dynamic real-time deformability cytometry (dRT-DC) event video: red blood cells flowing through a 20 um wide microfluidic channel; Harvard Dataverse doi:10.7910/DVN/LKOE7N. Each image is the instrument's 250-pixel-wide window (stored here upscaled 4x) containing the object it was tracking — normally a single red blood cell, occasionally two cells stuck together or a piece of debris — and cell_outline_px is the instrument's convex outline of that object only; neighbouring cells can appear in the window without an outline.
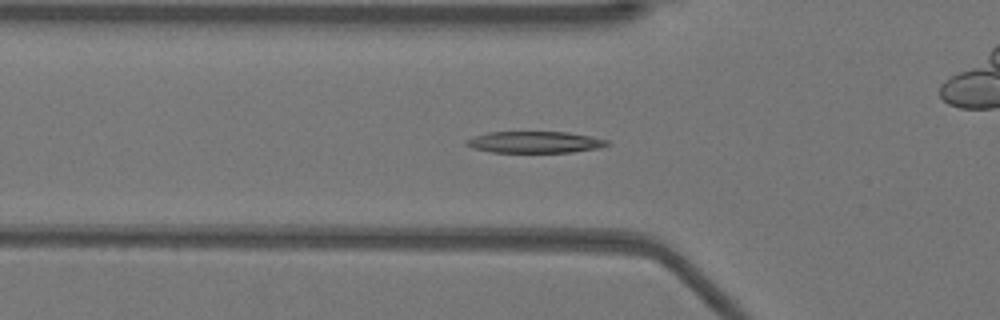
{"species": "Egyptian fruit bat (a non-hibernating species)", "species_latin": "Rousettus aegyptiacus", "temperature_condition": "warm", "stored_images_in_passage": 52, "camera_frame_rate_fps": 3000, "um_per_image_px": 0.085, "animal": {"sex": "female"}, "frame": {"image": 1, "passage_image": 17, "time_ms": 5.333, "image_size_px": [1000, 320], "cell_outline_px": [[608, 144], [600, 148], [572, 152], [492, 152], [472, 148], [464, 144], [464, 140], [488, 132], [568, 132], [592, 136], [608, 140]], "centroid_in_image_um": [45.45, 12.08], "position_along_channel_um": 80.3, "area_um2": 17.69}}
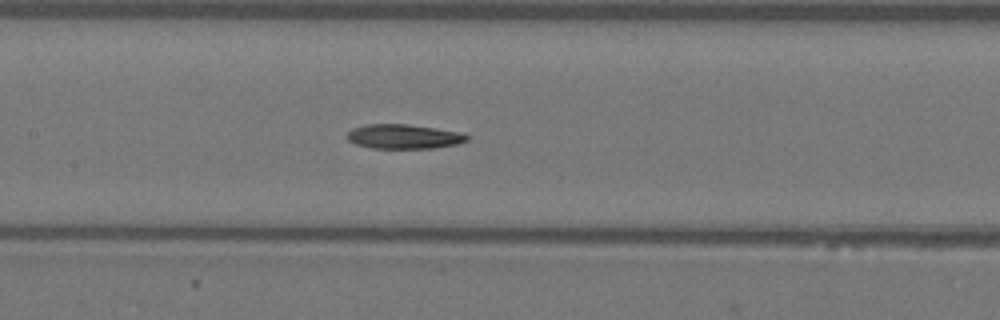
{"frame": {"image": 2, "passage_image": 24, "time_ms": 7.667, "image_size_px": [1000, 320], "cell_outline_px": [[468, 140], [456, 144], [436, 148], [372, 148], [356, 144], [348, 140], [344, 136], [352, 128], [364, 124], [408, 124], [464, 132], [468, 136]], "centroid_in_image_um": [34.31, 11.6], "position_along_channel_um": 173.1, "area_um2": 17.28}}
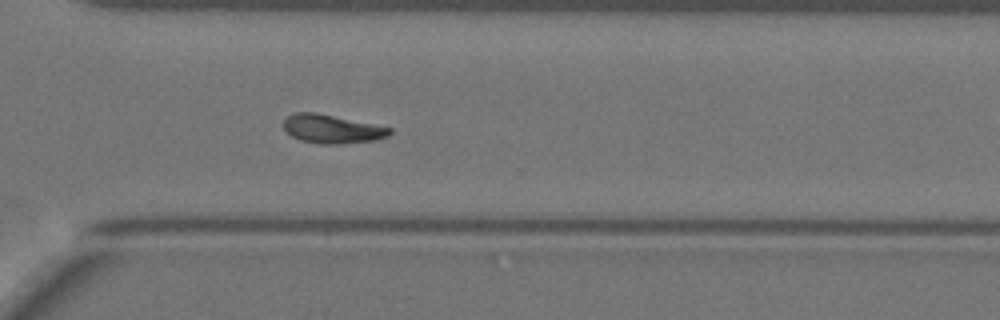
{"frame": {"image": 3, "passage_image": 37, "time_ms": 12.0, "image_size_px": [1000, 320], "cell_outline_px": [[392, 132], [388, 136], [372, 140], [336, 144], [320, 144], [300, 140], [292, 136], [284, 128], [284, 120], [288, 116], [296, 112], [316, 112], [392, 128]], "centroid_in_image_um": [28.2, 10.96], "position_along_channel_um": 342.4, "area_um2": 17.46}, "authors_computed_cell_mechanics": {"area_um2": 17.6868, "velocity_mm_per_s": 3.9237, "shape_relaxation_time_tau1_ms": 7.7706, "shape_relaxation_time_tau2_ms": null, "deformation_change_tau1": 0.2391, "deformation_change_tau2": null}}